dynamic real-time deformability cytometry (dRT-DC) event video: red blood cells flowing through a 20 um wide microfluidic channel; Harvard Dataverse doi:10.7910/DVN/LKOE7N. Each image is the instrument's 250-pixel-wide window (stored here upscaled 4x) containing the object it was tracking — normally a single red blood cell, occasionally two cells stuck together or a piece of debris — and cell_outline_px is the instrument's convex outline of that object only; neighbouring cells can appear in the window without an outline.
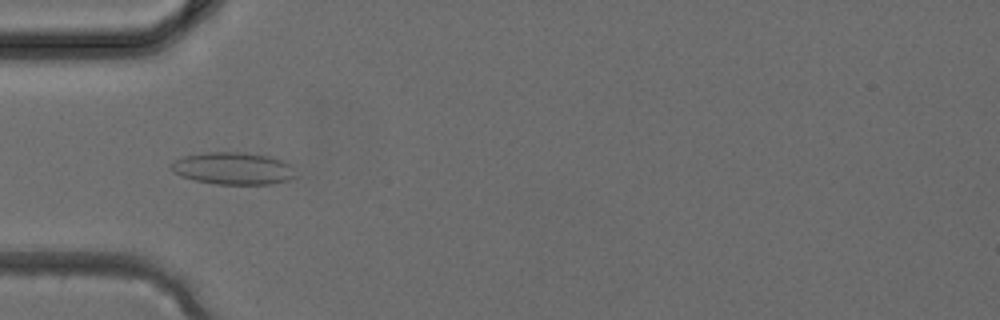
{"species": "common noctule bat (a hibernating species)", "species_latin": "Nyctalus noctula", "temperature_condition": "cold", "stored_images_in_passage": 38, "camera_frame_rate_fps": 3000, "um_per_image_px": 0.085, "animal": {"sex": "female", "body_mass_g": 24.6, "forearm_length_mm": 56.2}, "frame": {"image": 1, "passage_image": 12, "time_ms": 3.667, "image_size_px": [1000, 320], "cell_outline_px": [[296, 176], [288, 180], [268, 184], [216, 184], [196, 180], [180, 176], [172, 168], [172, 164], [176, 160], [184, 156], [204, 152], [244, 152], [268, 156], [284, 160], [288, 164]], "centroid_in_image_um": [19.82, 14.31], "position_along_channel_um": 65.2, "area_um2": 23.06}}
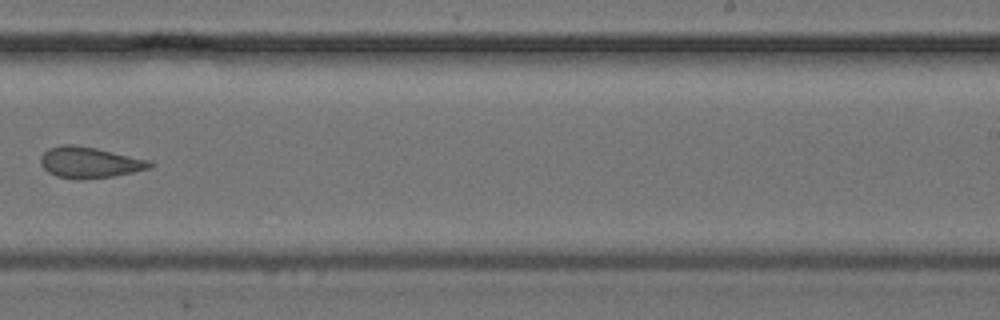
{"frame": {"image": 2, "passage_image": 24, "time_ms": 7.667, "image_size_px": [1000, 320], "cell_outline_px": [[156, 164], [152, 168], [112, 176], [76, 180], [56, 176], [48, 172], [40, 164], [40, 156], [48, 148], [64, 144], [72, 144], [96, 148], [152, 160]], "centroid_in_image_um": [7.63, 13.8], "position_along_channel_um": 281.4, "area_um2": 20.0}}
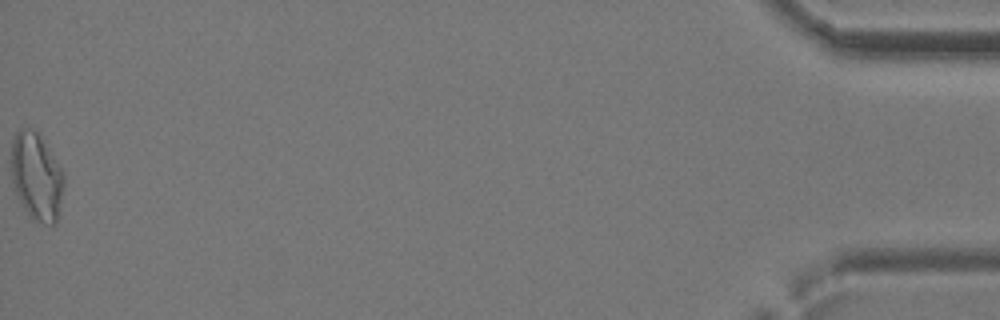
{"frame": {"image": 3, "passage_image": 38, "time_ms": 12.333, "image_size_px": [1000, 320], "cell_outline_px": [[64, 188], [56, 224], [48, 224], [32, 220], [28, 216], [16, 192], [12, 180], [12, 140], [16, 132], [20, 128], [32, 128], [40, 132], [64, 172]], "centroid_in_image_um": [3.13, 14.98], "position_along_channel_um": 432.1, "area_um2": 27.22}}